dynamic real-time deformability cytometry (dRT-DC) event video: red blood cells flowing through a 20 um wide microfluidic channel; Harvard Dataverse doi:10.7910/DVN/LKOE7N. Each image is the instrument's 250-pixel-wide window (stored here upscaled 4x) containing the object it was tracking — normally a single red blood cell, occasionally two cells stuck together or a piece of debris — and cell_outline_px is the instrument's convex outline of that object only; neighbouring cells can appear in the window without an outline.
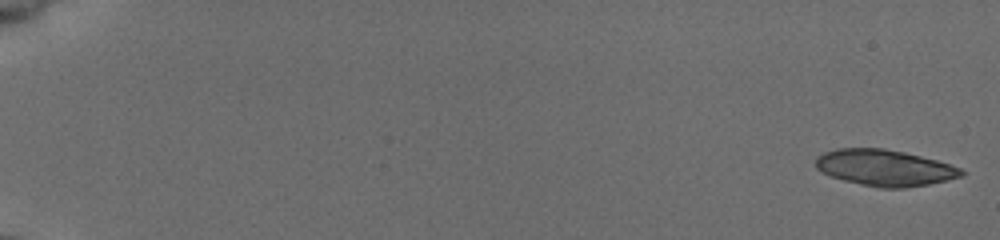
{"species": "common noctule bat (a hibernating species)", "species_latin": "Nyctalus noctula", "temperature_condition": "cold", "stored_images_in_passage": 54, "camera_frame_rate_fps": 3000, "um_per_image_px": 0.085, "animal": {"sex": "female", "body_mass_g": 19.5, "forearm_length_mm": 54.1}, "frame": {"image": 1, "passage_image": 1, "time_ms": 0.0, "image_size_px": [1000, 240], "cell_outline_px": [[968, 172], [964, 176], [948, 180], [928, 184], [904, 188], [880, 188], [860, 184], [844, 180], [832, 176], [816, 168], [816, 156], [824, 152], [836, 148], [884, 148], [904, 152], [936, 160], [960, 168]], "centroid_in_image_um": [75.22, 14.26], "position_along_channel_um": 9.8, "area_um2": 30.75}}
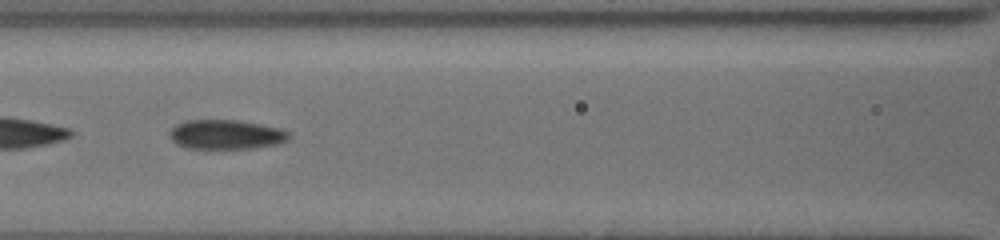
{"frame": {"image": 2, "passage_image": 27, "time_ms": 8.667, "image_size_px": [1000, 240], "cell_outline_px": [[292, 136], [288, 140], [276, 144], [256, 148], [184, 148], [176, 144], [168, 136], [168, 132], [176, 124], [184, 120], [240, 120], [280, 128], [288, 132]], "centroid_in_image_um": [19.19, 11.43], "position_along_channel_um": 147.4, "area_um2": 20.69}}
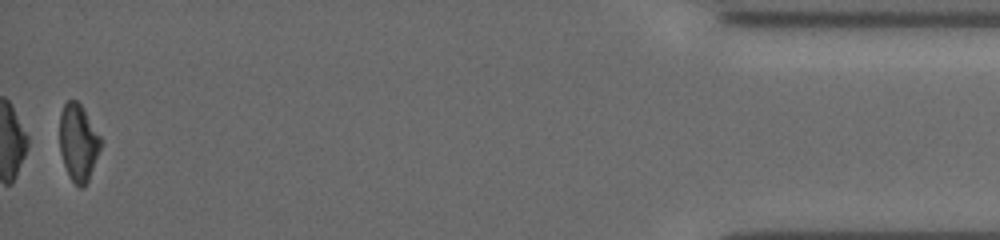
{"frame": {"image": 3, "passage_image": 54, "time_ms": 17.667, "image_size_px": [1000, 240], "cell_outline_px": [[104, 140], [88, 180], [84, 188], [80, 188], [68, 176], [60, 152], [60, 112], [64, 104], [68, 100], [76, 100], [80, 104]], "centroid_in_image_um": [6.67, 12.11], "position_along_channel_um": 428.5, "area_um2": 18.55}, "authors_computed_cell_mechanics": {"area_um2": 21.5305, "velocity_mm_per_s": 3.932, "shape_relaxation_time_tau1_ms": 2.7051, "shape_relaxation_time_tau2_ms": 6.1431, "deformation_change_tau1": 0.0876, "deformation_change_tau2": 0.1016}}